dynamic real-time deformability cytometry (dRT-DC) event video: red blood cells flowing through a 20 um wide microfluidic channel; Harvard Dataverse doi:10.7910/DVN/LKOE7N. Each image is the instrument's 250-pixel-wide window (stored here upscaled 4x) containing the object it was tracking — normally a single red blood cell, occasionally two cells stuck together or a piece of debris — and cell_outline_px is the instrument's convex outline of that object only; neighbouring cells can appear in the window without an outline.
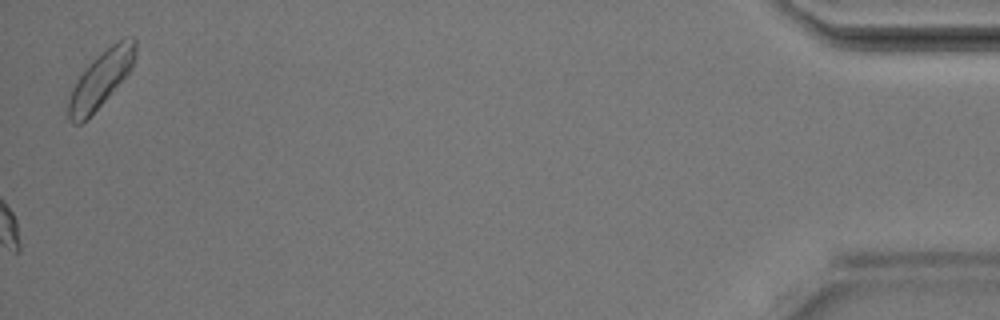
{"species": "Egyptian fruit bat (a non-hibernating species)", "species_latin": "Rousettus aegyptiacus", "temperature_condition": "room temperature", "stored_images_in_passage": 44, "camera_frame_rate_fps": 3000, "um_per_image_px": 0.085, "animal": {"sex": "male"}, "frame": {"image": 1, "passage_image": 44, "time_ms": 14.333, "image_size_px": [1000, 320], "cell_outline_px": [[136, 56], [132, 68], [108, 96], [80, 124], [72, 124], [68, 116], [68, 100], [72, 88], [80, 76], [92, 60], [96, 56], [112, 44], [124, 36], [132, 36], [136, 40]], "centroid_in_image_um": [8.6, 6.67], "position_along_channel_um": 426.6, "area_um2": 21.44}}